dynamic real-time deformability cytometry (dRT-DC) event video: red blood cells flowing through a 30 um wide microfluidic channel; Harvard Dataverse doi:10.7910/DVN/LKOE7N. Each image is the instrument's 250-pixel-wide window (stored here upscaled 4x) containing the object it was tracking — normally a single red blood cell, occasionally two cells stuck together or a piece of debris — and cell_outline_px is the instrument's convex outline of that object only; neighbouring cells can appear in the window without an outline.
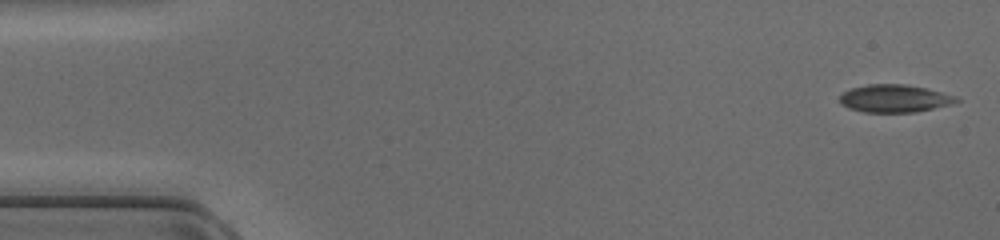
{"species": "common noctule bat (a hibernating species)", "species_latin": "Nyctalus noctula", "temperature_condition": "cold", "stored_images_in_passage": 47, "camera_frame_rate_fps": 3000, "um_per_image_px": 0.085, "animal": {"sex": "female", "body_mass_g": 17.0, "forearm_length_mm": 48.0}, "frame": {"image": 1, "passage_image": 1, "time_ms": 0.0, "image_size_px": [1000, 240], "cell_outline_px": [[960, 100], [952, 104], [916, 112], [864, 112], [848, 108], [840, 104], [840, 96], [844, 92], [852, 88], [868, 84], [904, 84], [924, 88], [956, 96]], "centroid_in_image_um": [76.02, 8.38], "position_along_channel_um": 9.0, "area_um2": 18.67}}
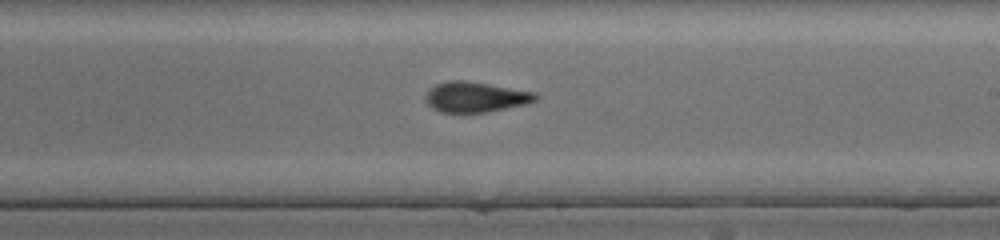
{"frame": {"image": 2, "passage_image": 27, "time_ms": 8.667, "image_size_px": [1000, 240], "cell_outline_px": [[540, 96], [536, 100], [524, 104], [488, 112], [440, 112], [432, 108], [428, 104], [428, 92], [436, 84], [448, 80], [464, 80], [536, 92]], "centroid_in_image_um": [40.46, 8.24], "position_along_channel_um": 248.5, "area_um2": 19.13}}
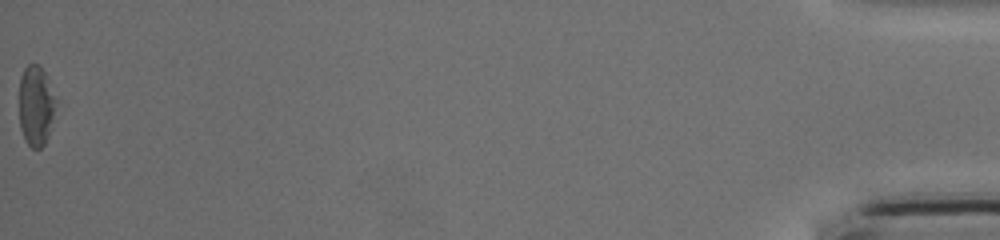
{"frame": {"image": 3, "passage_image": 47, "time_ms": 15.333, "image_size_px": [1000, 240], "cell_outline_px": [[60, 100], [48, 136], [44, 144], [40, 148], [32, 148], [24, 140], [20, 128], [20, 76], [24, 68], [28, 64], [40, 64]], "centroid_in_image_um": [3.11, 8.96], "position_along_channel_um": 432.1, "area_um2": 17.86}}